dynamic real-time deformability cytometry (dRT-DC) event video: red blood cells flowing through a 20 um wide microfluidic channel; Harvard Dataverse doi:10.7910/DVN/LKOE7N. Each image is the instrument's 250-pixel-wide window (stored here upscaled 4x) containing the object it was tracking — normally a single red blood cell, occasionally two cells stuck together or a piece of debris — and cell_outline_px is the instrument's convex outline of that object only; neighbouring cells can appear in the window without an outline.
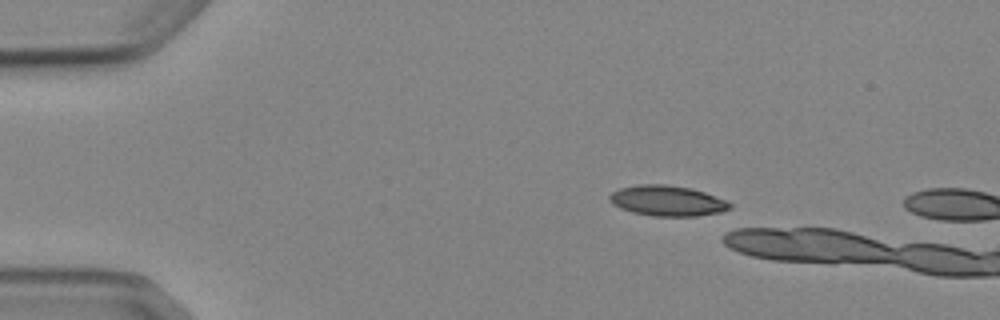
{"species": "Egyptian fruit bat (a non-hibernating species)", "species_latin": "Rousettus aegyptiacus", "temperature_condition": "cold", "stored_images_in_passage": 3, "camera_frame_rate_fps": 3000, "um_per_image_px": 0.085, "animal": {"sex": "female"}, "frame": {"image": 1, "passage_image": 2, "time_ms": 1.333, "image_size_px": [1000, 320], "cell_outline_px": [[732, 208], [720, 212], [696, 216], [652, 216], [632, 212], [620, 208], [612, 204], [608, 200], [608, 196], [612, 192], [620, 188], [636, 184], [664, 184], [692, 188], [704, 192], [724, 200], [732, 204]], "centroid_in_image_um": [56.68, 17.06], "position_along_channel_um": 28.3, "area_um2": 21.44}}